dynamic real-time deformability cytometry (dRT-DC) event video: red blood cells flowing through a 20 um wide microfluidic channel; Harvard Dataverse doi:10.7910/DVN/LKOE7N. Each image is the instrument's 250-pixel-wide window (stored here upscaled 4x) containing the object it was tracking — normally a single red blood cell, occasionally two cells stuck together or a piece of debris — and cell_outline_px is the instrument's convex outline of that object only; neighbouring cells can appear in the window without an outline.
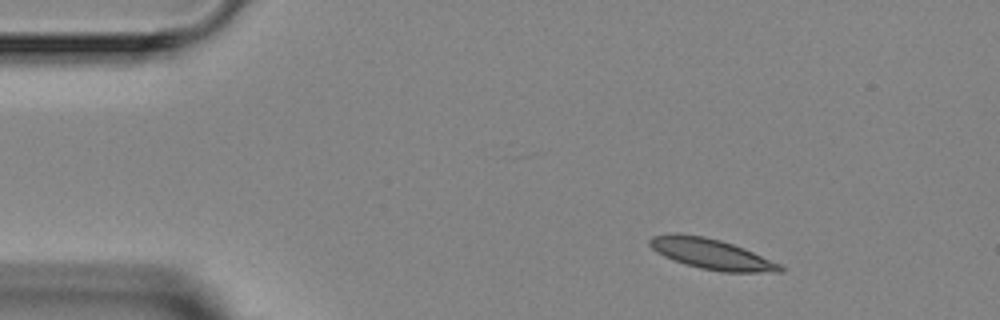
{"species": "Egyptian fruit bat (a non-hibernating species)", "species_latin": "Rousettus aegyptiacus", "temperature_condition": "room temperature", "stored_images_in_passage": 3, "camera_frame_rate_fps": 3000, "um_per_image_px": 0.085, "animal": {"sex": "female"}, "frame": {"image": 1, "passage_image": 1, "time_ms": 0.0, "image_size_px": [1000, 320], "cell_outline_px": [[784, 272], [720, 272], [700, 268], [664, 256], [656, 252], [648, 244], [648, 240], [652, 236], [676, 232], [704, 236], [720, 240], [744, 248], [780, 264], [784, 268]], "centroid_in_image_um": [60.45, 21.58], "position_along_channel_um": 24.5, "area_um2": 23.06}}
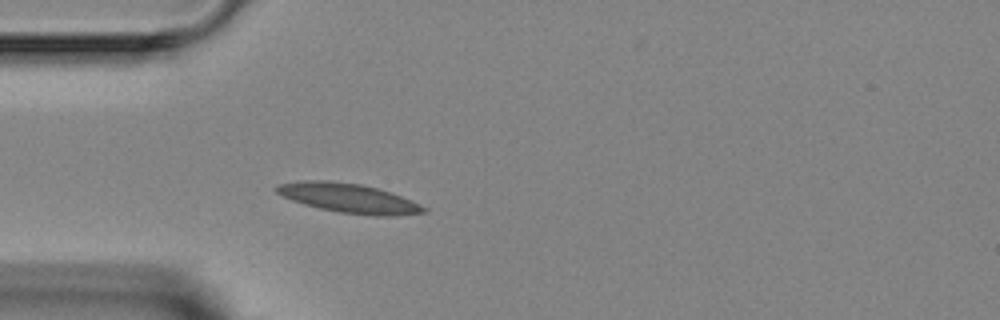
{"frame": {"image": 2, "passage_image": 3, "time_ms": 2.333, "image_size_px": [1000, 320], "cell_outline_px": [[428, 212], [396, 216], [376, 216], [340, 212], [320, 208], [304, 204], [292, 200], [276, 192], [272, 188], [280, 184], [300, 180], [328, 180], [360, 184], [376, 188], [400, 196], [420, 204], [428, 208]], "centroid_in_image_um": [29.64, 16.84], "position_along_channel_um": 55.4, "area_um2": 25.03}}